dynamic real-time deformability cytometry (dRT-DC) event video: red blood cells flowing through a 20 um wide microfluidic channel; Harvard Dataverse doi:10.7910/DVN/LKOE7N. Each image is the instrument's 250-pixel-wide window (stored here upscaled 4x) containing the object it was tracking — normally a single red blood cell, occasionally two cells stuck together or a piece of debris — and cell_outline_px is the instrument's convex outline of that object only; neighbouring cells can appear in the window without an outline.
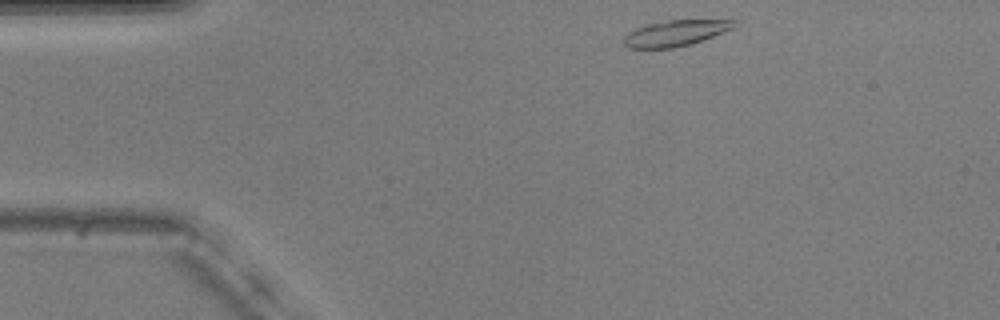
{"species": "common noctule bat (a hibernating species)", "species_latin": "Nyctalus noctula", "temperature_condition": "warm", "stored_images_in_passage": 25, "camera_frame_rate_fps": 3000, "um_per_image_px": 0.085, "animal": {"sex": "male", "body_mass_g": 20.5, "forearm_length_mm": 52.5}, "frame": {"image": 1, "passage_image": 1, "time_ms": 0.0, "image_size_px": [1000, 320], "cell_outline_px": [[740, 24], [736, 28], [692, 44], [676, 48], [628, 48], [624, 44], [624, 36], [628, 32], [636, 28], [648, 24], [668, 20], [736, 20]], "centroid_in_image_um": [57.48, 2.82], "position_along_channel_um": 27.5, "area_um2": 16.88}}
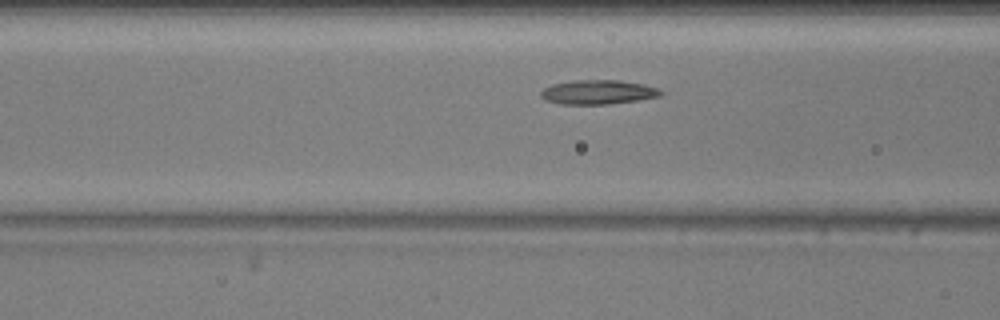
{"frame": {"image": 2, "passage_image": 13, "time_ms": 4.0, "image_size_px": [1000, 320], "cell_outline_px": [[664, 92], [660, 96], [636, 100], [608, 104], [560, 104], [544, 100], [540, 96], [540, 92], [544, 88], [552, 84], [572, 80], [620, 80], [640, 84], [656, 88]], "centroid_in_image_um": [50.76, 7.83], "position_along_channel_um": 115.8, "area_um2": 16.88}}
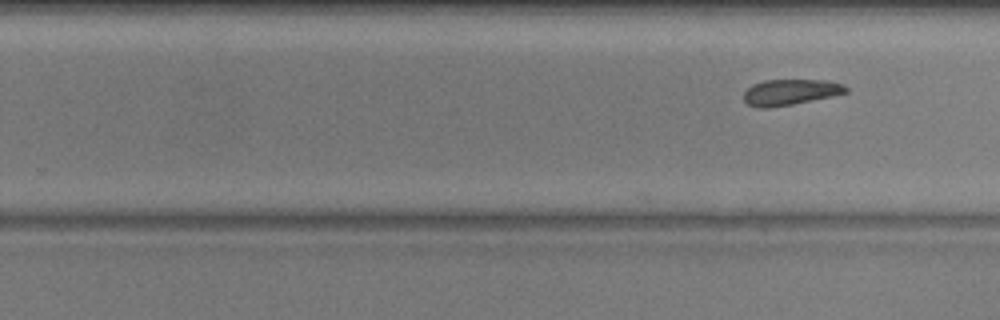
{"frame": {"image": 3, "passage_image": 25, "time_ms": 8.0, "image_size_px": [1000, 320], "cell_outline_px": [[848, 92], [832, 96], [792, 104], [768, 108], [756, 108], [748, 104], [744, 100], [744, 92], [752, 84], [764, 80], [828, 80], [840, 84], [848, 88]], "centroid_in_image_um": [67.15, 7.83], "position_along_channel_um": 262.7, "area_um2": 15.32}}